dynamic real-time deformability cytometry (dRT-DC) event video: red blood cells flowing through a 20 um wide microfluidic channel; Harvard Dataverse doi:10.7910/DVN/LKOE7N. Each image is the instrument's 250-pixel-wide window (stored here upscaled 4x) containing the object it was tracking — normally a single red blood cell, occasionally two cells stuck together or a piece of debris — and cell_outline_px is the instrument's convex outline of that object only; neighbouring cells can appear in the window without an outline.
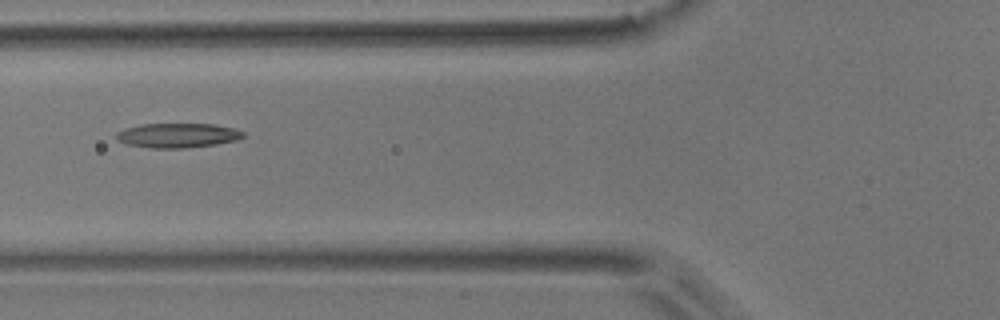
{"species": "common noctule bat (a hibernating species)", "species_latin": "Nyctalus noctula", "temperature_condition": "room temperature", "stored_images_in_passage": 4, "camera_frame_rate_fps": 3000, "um_per_image_px": 0.085, "animal": {"sex": "male", "body_mass_g": 17.9}, "frame": {"image": 1, "passage_image": 2, "time_ms": 0.333, "image_size_px": [1000, 320], "cell_outline_px": [[244, 136], [236, 140], [216, 144], [184, 148], [152, 148], [124, 144], [116, 140], [116, 132], [124, 128], [140, 124], [212, 124], [232, 128], [244, 132]], "centroid_in_image_um": [15.03, 11.51], "position_along_channel_um": 110.8, "area_um2": 18.15}}
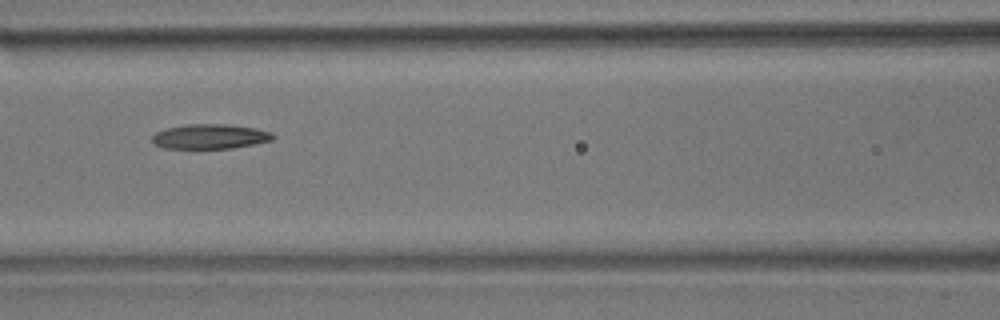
{"frame": {"image": 2, "passage_image": 3, "time_ms": 0.667, "image_size_px": [1000, 320], "cell_outline_px": [[276, 136], [272, 140], [232, 148], [164, 148], [152, 144], [152, 136], [156, 132], [168, 128], [184, 124], [228, 124], [256, 128], [272, 132]], "centroid_in_image_um": [17.85, 11.59], "position_along_channel_um": 148.8, "area_um2": 17.46}}
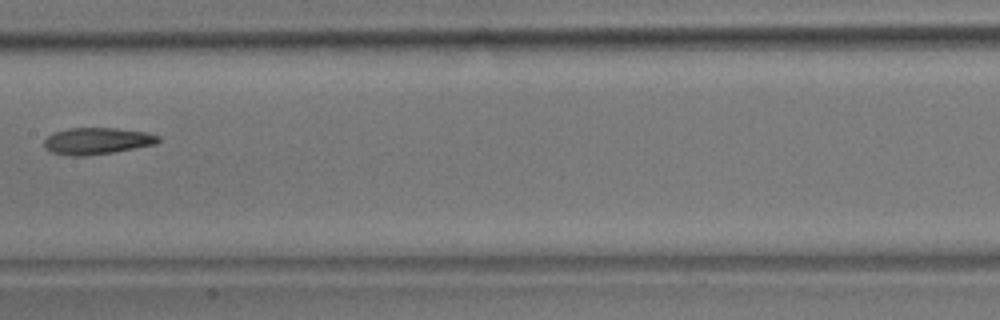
{"frame": {"image": 3, "passage_image": 4, "time_ms": 1.0, "image_size_px": [1000, 320], "cell_outline_px": [[160, 140], [156, 144], [112, 152], [84, 156], [72, 156], [52, 152], [44, 148], [44, 140], [52, 132], [68, 128], [116, 128], [148, 132], [160, 136]], "centroid_in_image_um": [8.24, 11.97], "position_along_channel_um": 199.2, "area_um2": 17.8}}